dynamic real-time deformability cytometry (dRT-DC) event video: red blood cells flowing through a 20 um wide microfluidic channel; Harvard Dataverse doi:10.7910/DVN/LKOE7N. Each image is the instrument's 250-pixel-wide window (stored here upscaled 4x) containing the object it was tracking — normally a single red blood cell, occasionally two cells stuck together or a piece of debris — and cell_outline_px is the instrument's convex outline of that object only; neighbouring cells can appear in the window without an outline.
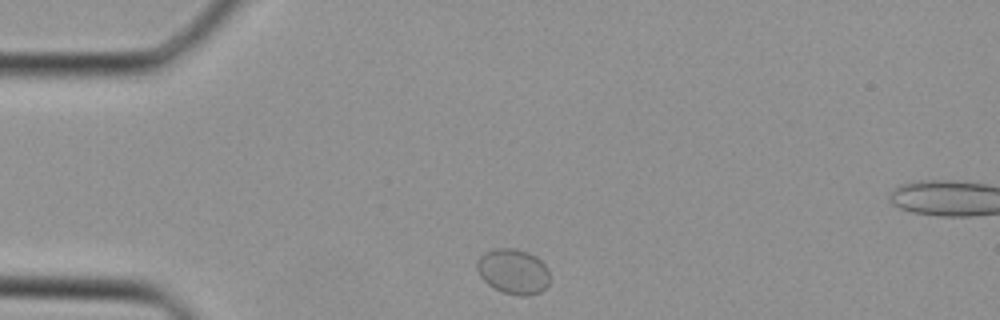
{"species": "Egyptian fruit bat (a non-hibernating species)", "species_latin": "Rousettus aegyptiacus", "temperature_condition": "cold", "stored_images_in_passage": 31, "camera_frame_rate_fps": 3000, "um_per_image_px": 0.085, "animal": {"sex": "female"}, "frame": {"image": 1, "passage_image": 1, "time_ms": 0.0, "image_size_px": [1000, 320], "cell_outline_px": [[548, 284], [540, 292], [528, 296], [520, 296], [504, 292], [488, 284], [480, 276], [476, 268], [476, 260], [484, 252], [496, 248], [516, 248], [528, 252], [536, 256], [548, 268]], "centroid_in_image_um": [43.61, 23.05], "position_along_channel_um": 41.4, "area_um2": 19.19}}
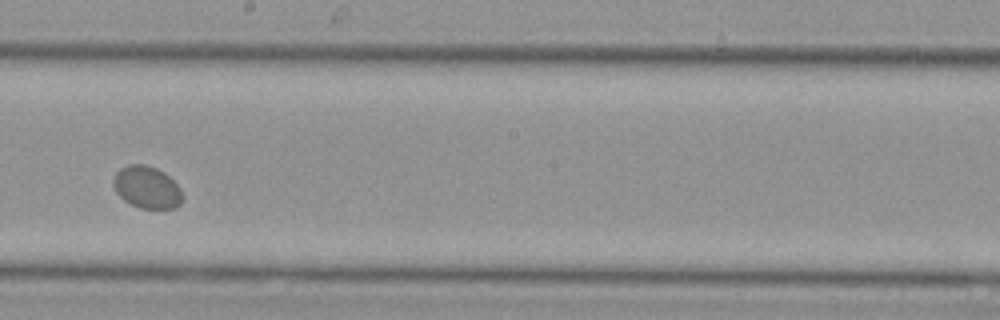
{"frame": {"image": 2, "passage_image": 14, "time_ms": 4.333, "image_size_px": [1000, 320], "cell_outline_px": [[184, 196], [180, 204], [176, 208], [140, 208], [124, 200], [116, 192], [112, 184], [112, 180], [116, 172], [120, 168], [128, 164], [144, 164], [156, 168], [164, 172], [180, 188]], "centroid_in_image_um": [12.48, 15.91], "position_along_channel_um": 235.7, "area_um2": 17.05}}
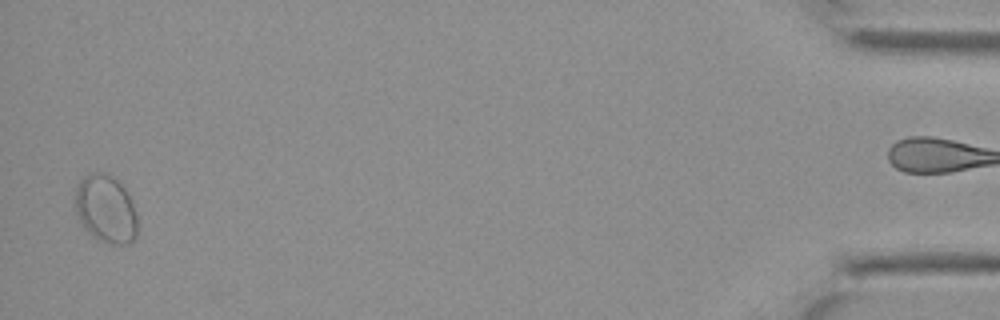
{"frame": {"image": 3, "passage_image": 30, "time_ms": 9.667, "image_size_px": [1000, 320], "cell_outline_px": [[136, 236], [128, 244], [112, 244], [92, 236], [84, 228], [76, 212], [76, 188], [80, 180], [88, 172], [100, 172], [112, 176], [124, 188], [136, 212]], "centroid_in_image_um": [8.98, 17.76], "position_along_channel_um": 426.2, "area_um2": 24.28}}